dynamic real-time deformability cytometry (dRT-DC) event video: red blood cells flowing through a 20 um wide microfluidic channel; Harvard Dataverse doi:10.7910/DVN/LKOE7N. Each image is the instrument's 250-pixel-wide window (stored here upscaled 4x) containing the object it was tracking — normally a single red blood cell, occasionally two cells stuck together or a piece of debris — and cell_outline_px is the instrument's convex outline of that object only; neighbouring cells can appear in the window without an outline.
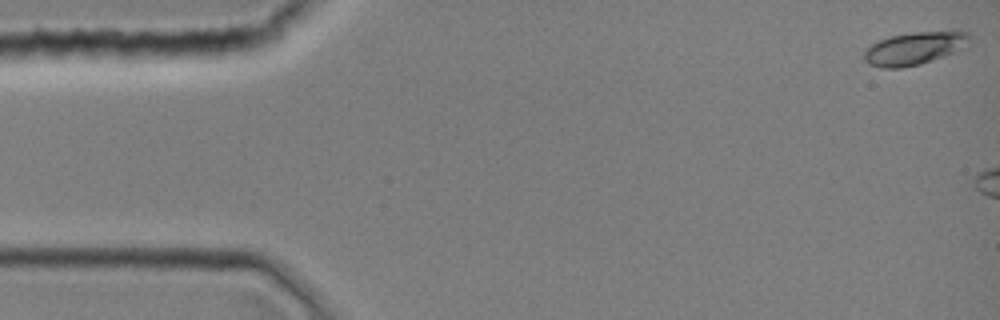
{"species": "common noctule bat (a hibernating species)", "species_latin": "Nyctalus noctula", "temperature_condition": "room temperature", "stored_images_in_passage": 5, "camera_frame_rate_fps": 3000, "um_per_image_px": 0.085, "animal": {"sex": "female", "body_mass_g": 19.0, "forearm_length_mm": 51.5}, "frame": {"image": 1, "passage_image": 1, "time_ms": 0.0, "image_size_px": [1000, 320], "cell_outline_px": [[972, 36], [968, 48], [920, 64], [900, 68], [880, 68], [868, 64], [864, 60], [864, 48], [880, 40], [892, 36], [912, 32], [952, 28], [956, 28], [968, 32]], "centroid_in_image_um": [77.86, 4.06], "position_along_channel_um": 7.1, "area_um2": 21.15}}